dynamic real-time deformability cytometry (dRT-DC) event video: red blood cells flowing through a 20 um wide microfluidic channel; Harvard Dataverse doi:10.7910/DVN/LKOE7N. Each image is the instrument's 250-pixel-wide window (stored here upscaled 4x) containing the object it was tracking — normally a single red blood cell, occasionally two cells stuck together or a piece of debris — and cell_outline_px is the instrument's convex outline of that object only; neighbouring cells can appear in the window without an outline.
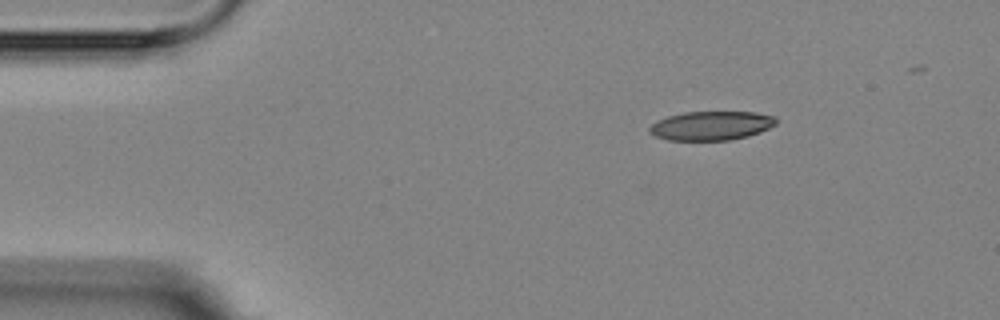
{"species": "Egyptian fruit bat (a non-hibernating species)", "species_latin": "Rousettus aegyptiacus", "temperature_condition": "room temperature", "stored_images_in_passage": 5, "camera_frame_rate_fps": 3000, "um_per_image_px": 0.085, "animal": {"sex": "female"}, "frame": {"image": 1, "passage_image": 1, "time_ms": 0.0, "image_size_px": [1000, 320], "cell_outline_px": [[776, 124], [760, 132], [748, 136], [732, 140], [668, 140], [656, 136], [648, 132], [648, 128], [652, 124], [668, 116], [684, 112], [756, 112], [776, 116]], "centroid_in_image_um": [60.47, 10.68], "position_along_channel_um": 24.5, "area_um2": 21.39}}
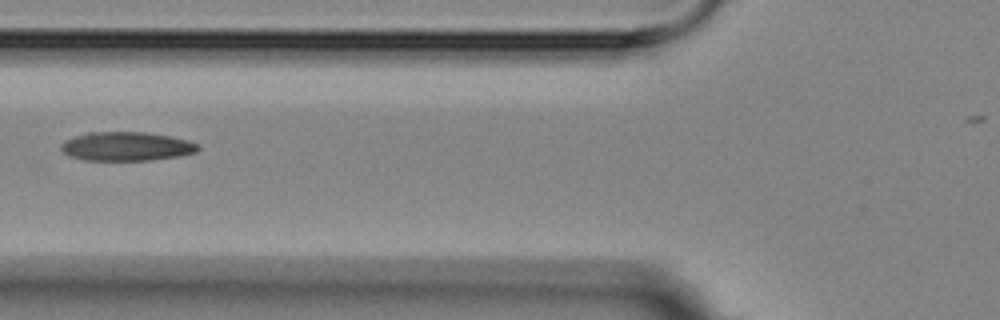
{"frame": {"image": 2, "passage_image": 4, "time_ms": 4.333, "image_size_px": [1000, 320], "cell_outline_px": [[200, 148], [196, 152], [180, 156], [152, 160], [84, 160], [68, 156], [60, 148], [60, 144], [64, 140], [88, 132], [144, 132], [172, 136], [188, 140], [200, 144]], "centroid_in_image_um": [10.77, 12.44], "position_along_channel_um": 115.0, "area_um2": 23.29}}
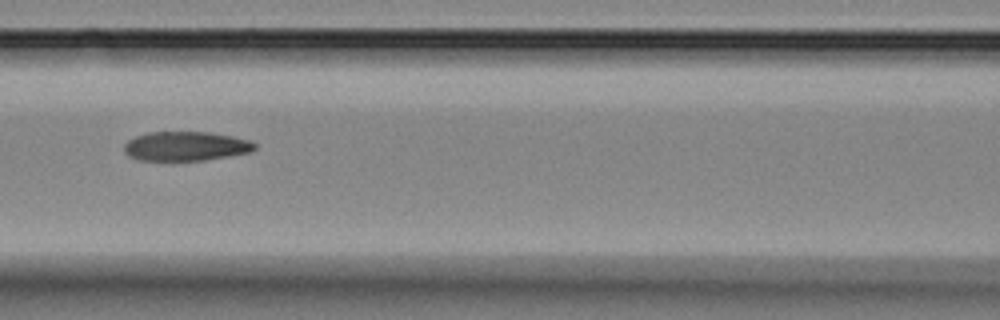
{"frame": {"image": 3, "passage_image": 5, "time_ms": 5.333, "image_size_px": [1000, 320], "cell_outline_px": [[256, 148], [252, 152], [204, 160], [140, 160], [128, 156], [124, 152], [124, 144], [128, 140], [136, 136], [148, 132], [212, 132], [232, 136], [248, 140], [256, 144]], "centroid_in_image_um": [15.79, 12.42], "position_along_channel_um": 150.8, "area_um2": 22.31}}